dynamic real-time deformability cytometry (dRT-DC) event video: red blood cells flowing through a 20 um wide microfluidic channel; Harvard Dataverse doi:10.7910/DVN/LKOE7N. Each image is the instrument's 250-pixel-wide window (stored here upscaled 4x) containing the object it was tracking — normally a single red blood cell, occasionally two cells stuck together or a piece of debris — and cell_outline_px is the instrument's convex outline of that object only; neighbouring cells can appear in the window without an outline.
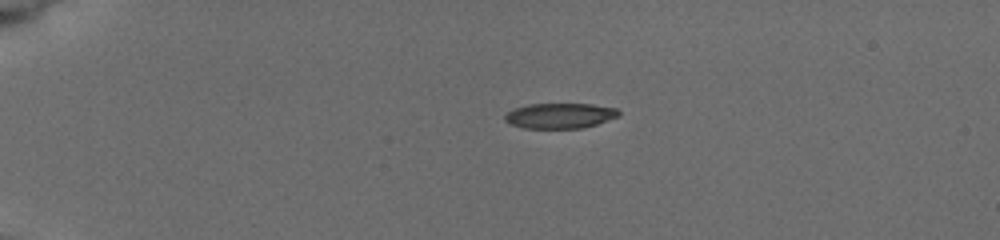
{"species": "common noctule bat (a hibernating species)", "species_latin": "Nyctalus noctula", "temperature_condition": "cold", "stored_images_in_passage": 4, "camera_frame_rate_fps": 3000, "um_per_image_px": 0.085, "animal": {"sex": "female", "body_mass_g": 19.5, "forearm_length_mm": 54.1}, "frame": {"image": 1, "passage_image": 1, "time_ms": 0.0, "image_size_px": [1000, 240], "cell_outline_px": [[620, 116], [596, 124], [580, 128], [524, 128], [512, 124], [504, 120], [504, 116], [508, 112], [516, 108], [528, 104], [592, 104], [616, 108], [620, 112]], "centroid_in_image_um": [47.61, 9.83], "position_along_channel_um": 37.4, "area_um2": 16.65}}
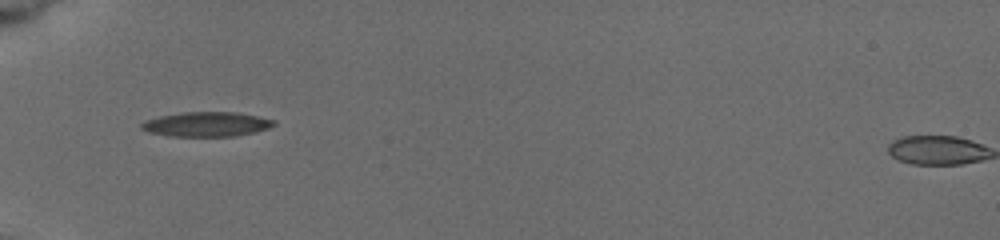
{"frame": {"image": 2, "passage_image": 3, "time_ms": 2.333, "image_size_px": [1000, 240], "cell_outline_px": [[276, 124], [268, 128], [256, 132], [236, 136], [168, 136], [148, 132], [140, 128], [140, 124], [148, 120], [160, 116], [184, 112], [236, 112], [276, 120]], "centroid_in_image_um": [17.57, 10.56], "position_along_channel_um": 67.4, "area_um2": 18.96}}
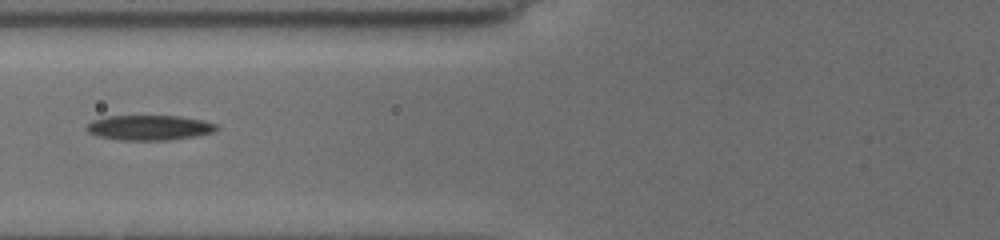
{"frame": {"image": 3, "passage_image": 4, "time_ms": 3.667, "image_size_px": [1000, 240], "cell_outline_px": [[220, 128], [216, 132], [196, 136], [168, 140], [120, 140], [96, 136], [88, 132], [84, 128], [92, 120], [108, 116], [180, 116], [204, 120], [220, 124]], "centroid_in_image_um": [12.75, 10.85], "position_along_channel_um": 113.1, "area_um2": 19.31}}